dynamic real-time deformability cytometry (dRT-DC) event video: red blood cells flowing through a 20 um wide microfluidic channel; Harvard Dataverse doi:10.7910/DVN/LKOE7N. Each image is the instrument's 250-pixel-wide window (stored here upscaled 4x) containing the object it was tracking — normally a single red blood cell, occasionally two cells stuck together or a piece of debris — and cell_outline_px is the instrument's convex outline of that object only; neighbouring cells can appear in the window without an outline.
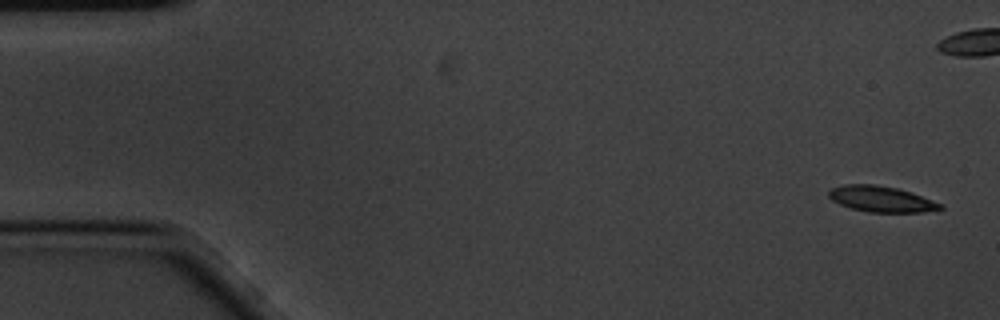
{"species": "common noctule bat (a hibernating species)", "species_latin": "Nyctalus noctula", "temperature_condition": "cold", "stored_images_in_passage": 6, "camera_frame_rate_fps": 3000, "um_per_image_px": 0.085, "animal": {"sex": "male", "body_mass_g": 20.1, "forearm_length_mm": 53.5}, "frame": {"image": 1, "passage_image": 1, "time_ms": 0.0, "image_size_px": [1000, 320], "cell_outline_px": [[944, 208], [924, 212], [868, 212], [852, 208], [840, 204], [832, 200], [828, 196], [828, 192], [832, 188], [844, 184], [876, 184], [896, 188], [912, 192], [944, 204]], "centroid_in_image_um": [74.94, 16.91], "position_along_channel_um": 10.1, "area_um2": 16.88}}
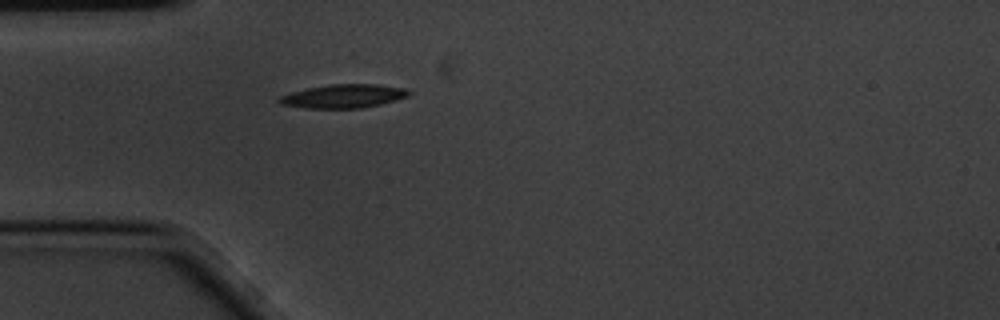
{"frame": {"image": 2, "passage_image": 6, "time_ms": 1.667, "image_size_px": [1000, 320], "cell_outline_px": [[412, 92], [408, 96], [396, 100], [380, 104], [360, 108], [304, 108], [280, 104], [276, 100], [280, 96], [292, 92], [308, 88], [332, 84], [376, 84], [404, 88]], "centroid_in_image_um": [29.19, 8.17], "position_along_channel_um": 55.8, "area_um2": 17.74}}